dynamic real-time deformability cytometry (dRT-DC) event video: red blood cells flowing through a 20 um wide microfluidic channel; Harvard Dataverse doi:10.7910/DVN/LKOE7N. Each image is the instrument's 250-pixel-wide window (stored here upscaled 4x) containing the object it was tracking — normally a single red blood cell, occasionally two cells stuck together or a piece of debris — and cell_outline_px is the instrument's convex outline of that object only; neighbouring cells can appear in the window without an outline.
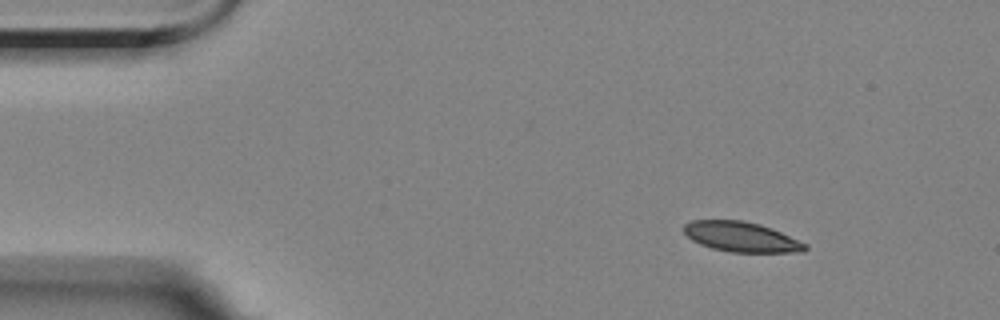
{"species": "Egyptian fruit bat (a non-hibernating species)", "species_latin": "Rousettus aegyptiacus", "temperature_condition": "room temperature", "stored_images_in_passage": 10, "camera_frame_rate_fps": 3000, "um_per_image_px": 0.085, "animal": {"sex": "female"}, "frame": {"image": 1, "passage_image": 1, "time_ms": 0.0, "image_size_px": [1000, 320], "cell_outline_px": [[808, 248], [804, 252], [732, 252], [712, 248], [700, 244], [692, 240], [684, 232], [684, 224], [692, 220], [744, 220], [760, 224], [772, 228], [808, 244]], "centroid_in_image_um": [63.04, 20.13], "position_along_channel_um": 22.0, "area_um2": 21.27}}
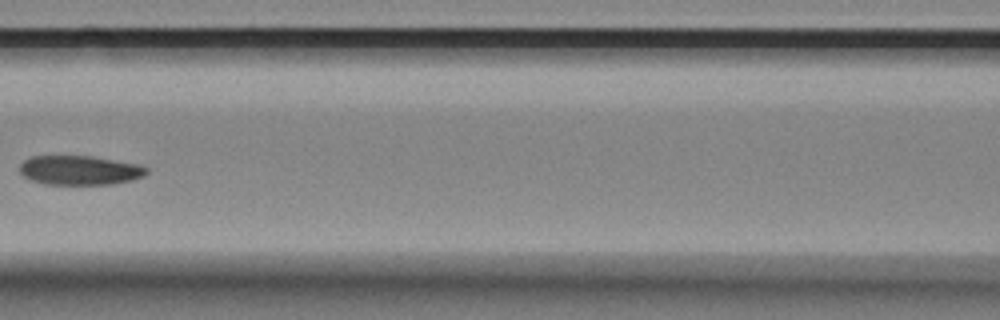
{"frame": {"image": 2, "passage_image": 6, "time_ms": 6.0, "image_size_px": [1000, 320], "cell_outline_px": [[148, 172], [144, 176], [132, 180], [112, 184], [44, 184], [32, 180], [24, 176], [20, 172], [20, 164], [24, 160], [32, 156], [92, 156], [140, 164], [148, 168]], "centroid_in_image_um": [6.81, 14.46], "position_along_channel_um": 159.8, "area_um2": 21.73}}
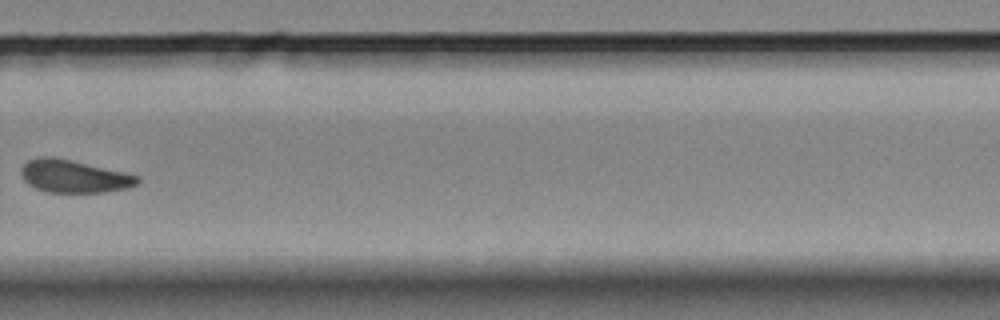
{"frame": {"image": 3, "passage_image": 10, "time_ms": 10.667, "image_size_px": [1000, 320], "cell_outline_px": [[140, 180], [136, 184], [128, 188], [108, 192], [44, 192], [28, 184], [24, 180], [20, 172], [20, 168], [28, 160], [40, 156], [52, 156], [124, 172], [140, 176]], "centroid_in_image_um": [6.26, 14.99], "position_along_channel_um": 323.5, "area_um2": 22.2}}